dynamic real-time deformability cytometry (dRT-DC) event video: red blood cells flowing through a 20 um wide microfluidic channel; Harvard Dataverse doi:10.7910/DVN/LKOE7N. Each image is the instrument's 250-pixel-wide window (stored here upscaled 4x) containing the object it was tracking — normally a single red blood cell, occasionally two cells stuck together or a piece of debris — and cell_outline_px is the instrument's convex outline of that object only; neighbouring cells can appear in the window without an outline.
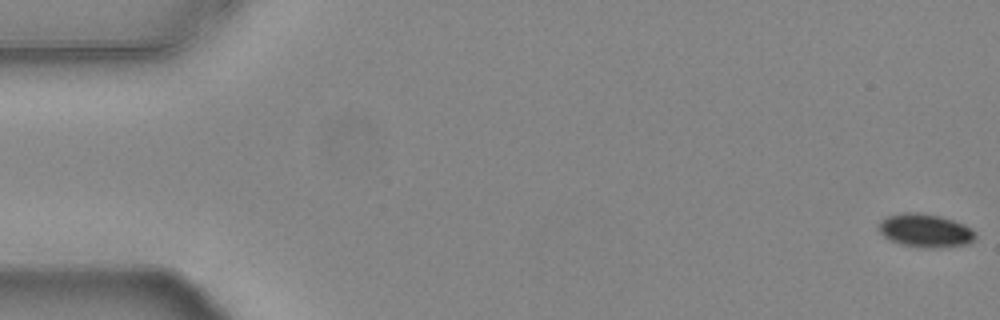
{"species": "common noctule bat (a hibernating species)", "species_latin": "Nyctalus noctula", "temperature_condition": "warm", "stored_images_in_passage": 55, "camera_frame_rate_fps": 3000, "um_per_image_px": 0.085, "animal": {"sex": "female", "body_mass_g": 24.6, "forearm_length_mm": 56.2}, "frame": {"image": 1, "passage_image": 1, "time_ms": 0.0, "image_size_px": [1000, 320], "cell_outline_px": [[976, 236], [968, 244], [932, 248], [924, 248], [900, 244], [884, 236], [880, 232], [880, 220], [888, 216], [904, 212], [920, 212], [940, 216], [964, 224], [972, 228], [976, 232]], "centroid_in_image_um": [78.67, 19.59], "position_along_channel_um": 6.3, "area_um2": 18.73}}
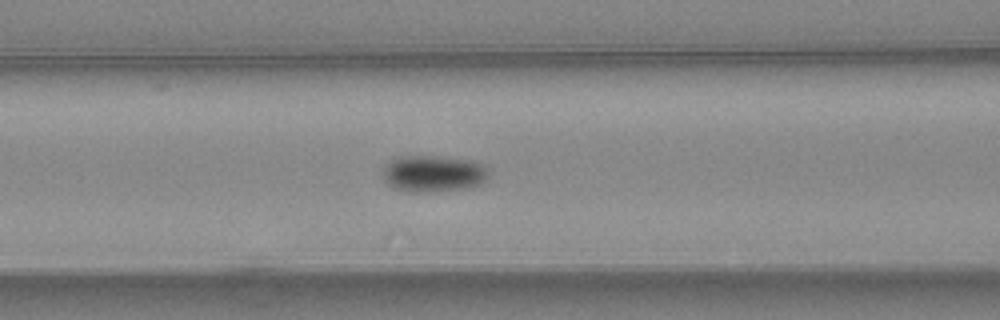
{"frame": {"image": 2, "passage_image": 23, "time_ms": 7.333, "image_size_px": [1000, 320], "cell_outline_px": [[488, 176], [480, 184], [468, 188], [432, 192], [412, 192], [392, 188], [380, 176], [380, 168], [388, 160], [396, 156], [436, 156], [472, 160], [484, 164], [488, 168]], "centroid_in_image_um": [36.75, 14.75], "position_along_channel_um": 129.8, "area_um2": 23.29}}
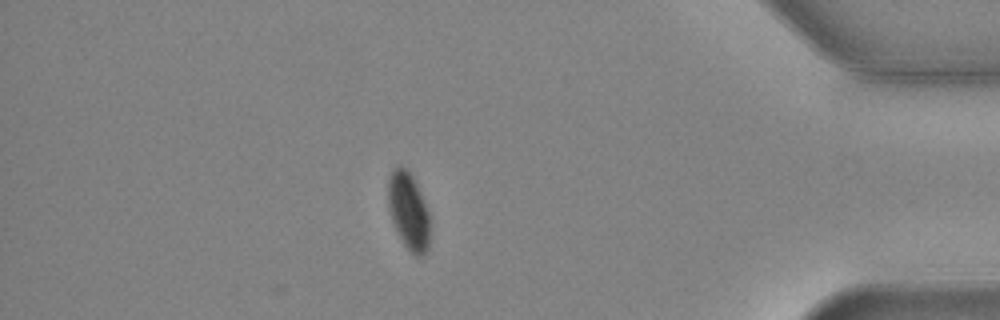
{"frame": {"image": 3, "passage_image": 48, "time_ms": 15.667, "image_size_px": [1000, 320], "cell_outline_px": [[428, 248], [420, 256], [416, 256], [404, 244], [392, 220], [388, 208], [388, 180], [392, 168], [400, 164], [408, 168], [420, 192], [428, 212]], "centroid_in_image_um": [34.69, 17.85], "position_along_channel_um": 400.5, "area_um2": 18.44}, "authors_computed_cell_mechanics": {"area_um2": 20.1722, "velocity_mm_per_s": 3.7576, "shape_relaxation_time_tau1_ms": 2.075, "shape_relaxation_time_tau2_ms": null, "deformation_change_tau1": 0.0722, "deformation_change_tau2": null}}